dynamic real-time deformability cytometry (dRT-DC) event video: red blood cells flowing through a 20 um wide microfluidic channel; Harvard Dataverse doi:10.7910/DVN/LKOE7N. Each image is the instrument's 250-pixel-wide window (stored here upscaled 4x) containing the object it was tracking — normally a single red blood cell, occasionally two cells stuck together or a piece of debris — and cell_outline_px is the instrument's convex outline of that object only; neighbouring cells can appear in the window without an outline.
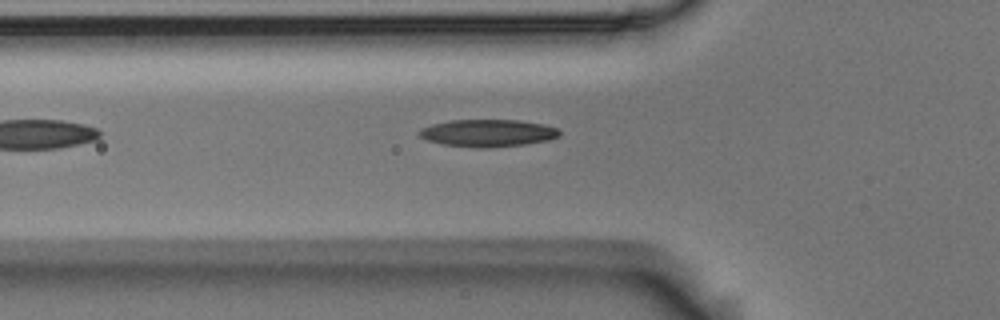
{"species": "Egyptian fruit bat (a non-hibernating species)", "species_latin": "Rousettus aegyptiacus", "temperature_condition": "room temperature", "stored_images_in_passage": 4, "camera_frame_rate_fps": 3000, "um_per_image_px": 0.085, "animal": {"sex": "male"}, "frame": {"image": 1, "passage_image": 4, "time_ms": 1.0, "image_size_px": [1000, 320], "cell_outline_px": [[560, 136], [548, 140], [524, 144], [488, 148], [440, 144], [428, 140], [420, 136], [416, 132], [420, 128], [432, 124], [452, 120], [516, 120], [544, 124], [556, 128], [560, 132]], "centroid_in_image_um": [41.44, 11.3], "position_along_channel_um": 84.4, "area_um2": 22.2}}